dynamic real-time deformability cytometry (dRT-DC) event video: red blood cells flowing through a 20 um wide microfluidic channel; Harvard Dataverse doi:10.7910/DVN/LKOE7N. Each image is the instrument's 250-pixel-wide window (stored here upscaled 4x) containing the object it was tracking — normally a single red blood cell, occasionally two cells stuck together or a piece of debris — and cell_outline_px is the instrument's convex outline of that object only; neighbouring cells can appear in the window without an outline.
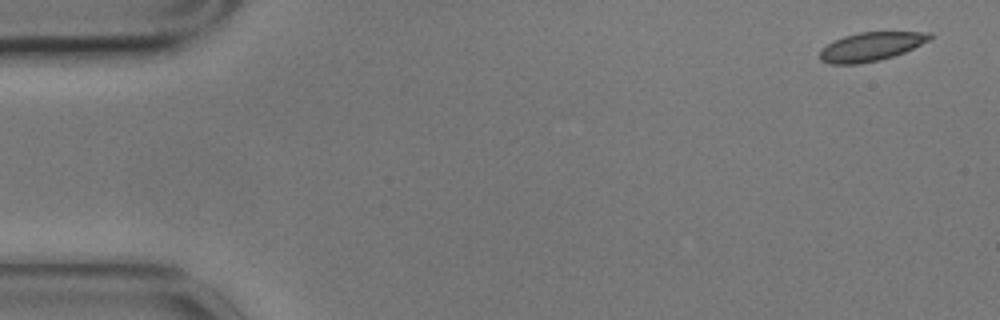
{"species": "common noctule bat (a hibernating species)", "species_latin": "Nyctalus noctula", "temperature_condition": "cold", "stored_images_in_passage": 6, "segment_of_instrument_passage": [1, 2], "camera_frame_rate_fps": 3000, "um_per_image_px": 0.085, "animal": {"sex": "male", "body_mass_g": 17.9}, "frame": {"image": 1, "passage_image": 1, "time_ms": 0.0, "image_size_px": [1000, 320], "cell_outline_px": [[932, 36], [928, 40], [904, 52], [880, 60], [856, 64], [832, 64], [820, 60], [820, 52], [828, 44], [844, 36], [860, 32], [932, 32]], "centroid_in_image_um": [74.03, 3.96], "position_along_channel_um": 11.0, "area_um2": 18.03}}